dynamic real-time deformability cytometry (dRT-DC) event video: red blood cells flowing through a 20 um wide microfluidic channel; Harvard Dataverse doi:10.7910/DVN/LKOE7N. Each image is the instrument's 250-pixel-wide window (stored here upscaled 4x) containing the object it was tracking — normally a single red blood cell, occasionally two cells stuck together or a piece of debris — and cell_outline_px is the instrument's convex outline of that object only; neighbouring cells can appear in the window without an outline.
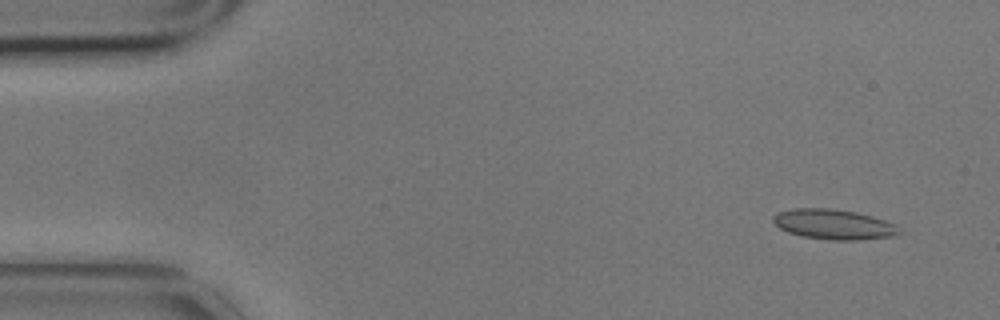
{"species": "common noctule bat (a hibernating species)", "species_latin": "Nyctalus noctula", "temperature_condition": "cold", "stored_images_in_passage": 6, "camera_frame_rate_fps": 3000, "um_per_image_px": 0.085, "animal": {"sex": "male", "body_mass_g": 17.9}, "frame": {"image": 1, "passage_image": 1, "time_ms": 0.0, "image_size_px": [1000, 320], "cell_outline_px": [[904, 232], [896, 236], [856, 240], [832, 240], [804, 236], [788, 232], [780, 228], [772, 220], [772, 216], [776, 212], [792, 208], [828, 208], [856, 212], [872, 216], [896, 224]], "centroid_in_image_um": [70.9, 19.06], "position_along_channel_um": 14.1, "area_um2": 22.25}}
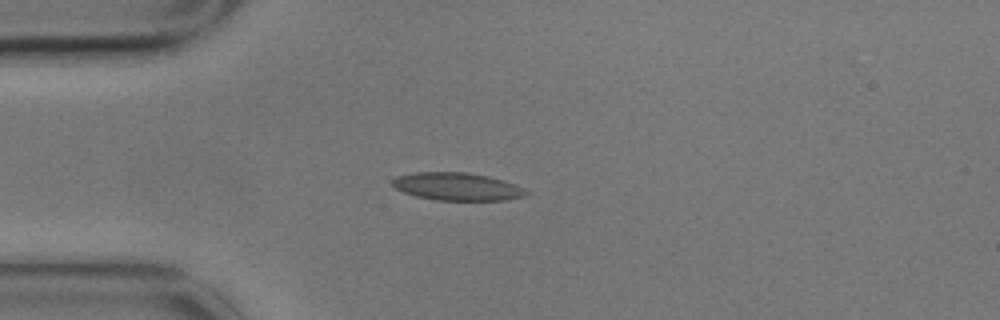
{"frame": {"image": 2, "passage_image": 4, "time_ms": 1.0, "image_size_px": [1000, 320], "cell_outline_px": [[528, 192], [524, 196], [504, 200], [436, 200], [416, 196], [404, 192], [396, 188], [392, 184], [392, 180], [396, 176], [416, 172], [468, 172], [488, 176], [504, 180], [516, 184], [524, 188]], "centroid_in_image_um": [38.86, 15.85], "position_along_channel_um": 46.1, "area_um2": 21.62}}
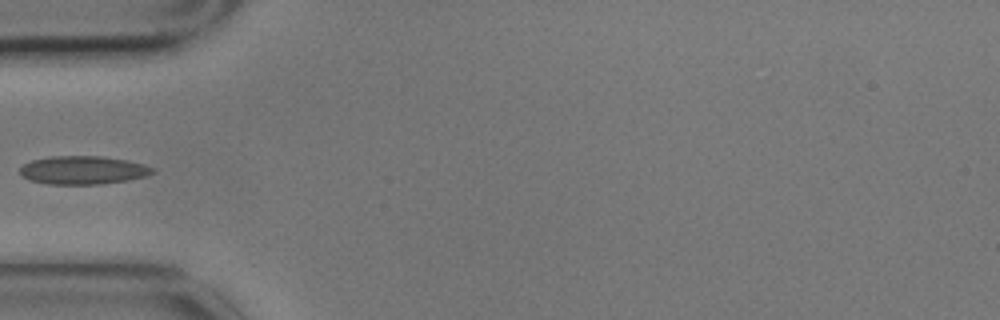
{"frame": {"image": 3, "passage_image": 5, "time_ms": 1.333, "image_size_px": [1000, 320], "cell_outline_px": [[156, 172], [144, 176], [124, 180], [100, 184], [48, 184], [28, 180], [20, 172], [20, 168], [24, 164], [32, 160], [48, 156], [100, 156], [128, 160], [144, 164], [156, 168]], "centroid_in_image_um": [7.06, 14.45], "position_along_channel_um": 77.9, "area_um2": 21.85}}